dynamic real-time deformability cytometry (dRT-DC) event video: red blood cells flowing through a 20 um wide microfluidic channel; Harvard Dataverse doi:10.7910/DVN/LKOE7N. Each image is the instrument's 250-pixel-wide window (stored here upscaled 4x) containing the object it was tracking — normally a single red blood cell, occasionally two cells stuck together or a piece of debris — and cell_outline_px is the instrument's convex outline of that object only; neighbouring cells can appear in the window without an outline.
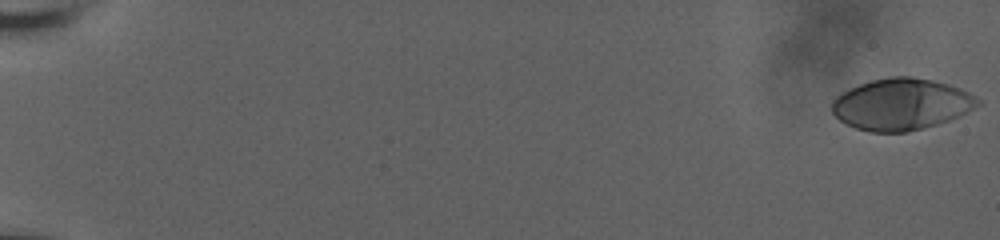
{"species": "human", "species_latin": "Homo sapiens", "temperature_condition": "room temperature", "stored_images_in_passage": 38, "camera_frame_rate_fps": 3000, "um_per_image_px": 0.085, "donor": {"sex": "male"}, "frame": {"image": 1, "passage_image": 1, "time_ms": 0.0, "image_size_px": [1000, 240], "cell_outline_px": [[980, 104], [948, 120], [924, 128], [908, 132], [868, 132], [856, 128], [840, 120], [832, 112], [832, 100], [836, 96], [860, 84], [872, 80], [892, 76], [912, 76], [932, 80], [948, 84], [960, 88], [976, 96], [980, 100]], "centroid_in_image_um": [76.6, 8.86], "position_along_channel_um": 8.4, "area_um2": 43.41}}
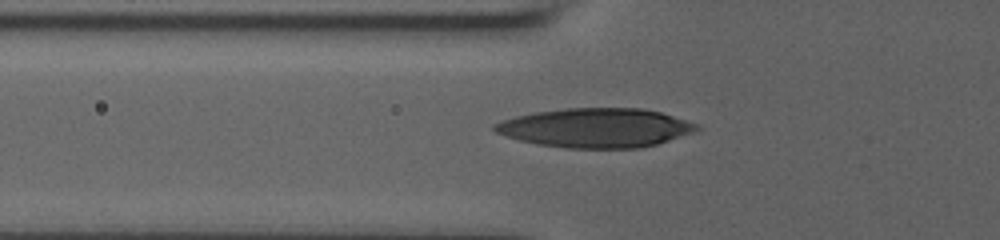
{"frame": {"image": 2, "passage_image": 22, "time_ms": 7.0, "image_size_px": [1000, 240], "cell_outline_px": [[700, 128], [668, 140], [656, 144], [640, 148], [568, 148], [536, 144], [520, 140], [496, 132], [492, 128], [492, 124], [500, 120], [532, 112], [568, 108], [644, 108], [660, 112], [700, 124]], "centroid_in_image_um": [50.59, 10.86], "position_along_channel_um": 75.2, "area_um2": 46.07}}
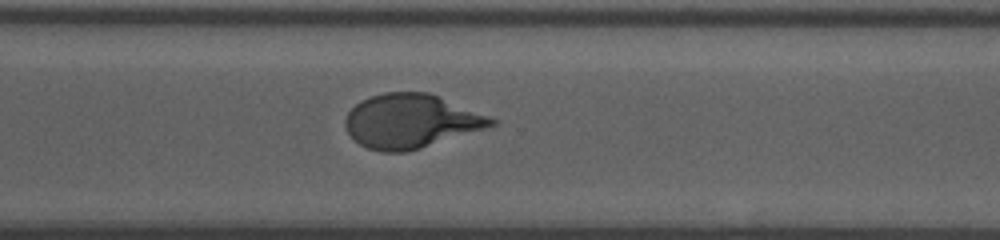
{"frame": {"image": 3, "passage_image": 38, "time_ms": 12.333, "image_size_px": [1000, 240], "cell_outline_px": [[496, 124], [484, 128], [420, 148], [404, 152], [380, 152], [368, 148], [360, 144], [348, 132], [344, 124], [344, 120], [348, 112], [356, 104], [372, 96], [384, 92], [428, 92], [488, 116], [496, 120]], "centroid_in_image_um": [34.88, 10.3], "position_along_channel_um": 335.7, "area_um2": 45.08}}